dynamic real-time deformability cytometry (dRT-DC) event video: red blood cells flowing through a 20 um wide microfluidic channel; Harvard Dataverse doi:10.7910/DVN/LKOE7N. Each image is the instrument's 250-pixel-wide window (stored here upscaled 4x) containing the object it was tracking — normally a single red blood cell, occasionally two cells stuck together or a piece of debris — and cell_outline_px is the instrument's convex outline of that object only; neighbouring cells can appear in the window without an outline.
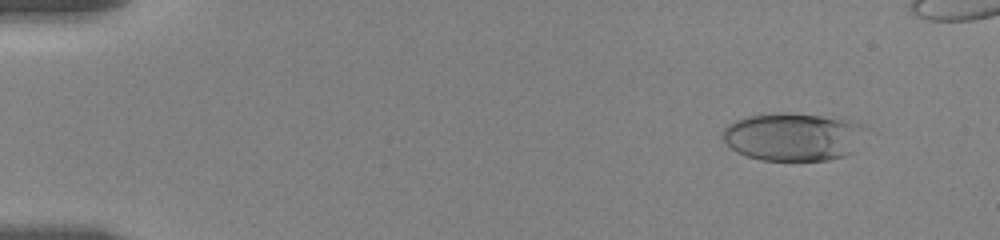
{"species": "human", "species_latin": "Homo sapiens", "temperature_condition": "room temperature", "stored_images_in_passage": 55, "camera_frame_rate_fps": 3000, "um_per_image_px": 0.085, "donor": {"sex": "female"}, "frame": {"image": 1, "passage_image": 6, "time_ms": 1.667, "image_size_px": [1000, 240], "cell_outline_px": [[860, 128], [848, 152], [844, 156], [828, 160], [760, 160], [736, 152], [720, 136], [724, 128], [728, 124], [736, 120], [748, 116], [776, 112], [784, 112], [844, 116], [860, 124]], "centroid_in_image_um": [67.29, 11.58], "position_along_channel_um": 17.7, "area_um2": 39.59}}
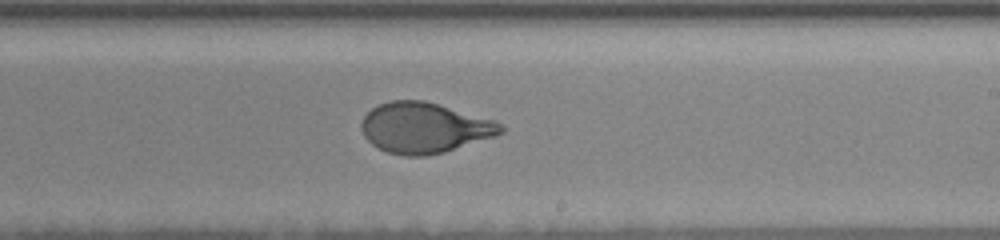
{"frame": {"image": 2, "passage_image": 36, "time_ms": 11.667, "image_size_px": [1000, 240], "cell_outline_px": [[504, 132], [496, 136], [444, 152], [424, 156], [404, 156], [388, 152], [372, 144], [364, 136], [360, 128], [360, 124], [364, 116], [372, 108], [380, 104], [392, 100], [424, 100], [496, 120], [504, 124]], "centroid_in_image_um": [36.1, 10.86], "position_along_channel_um": 252.9, "area_um2": 41.15}}
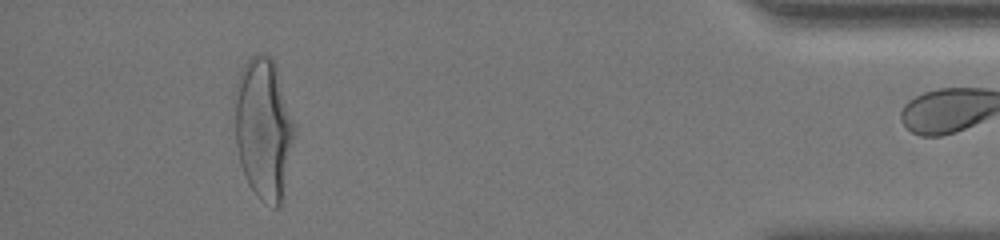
{"frame": {"image": 3, "passage_image": 54, "time_ms": 17.667, "image_size_px": [1000, 240], "cell_outline_px": [[296, 132], [280, 204], [276, 208], [272, 208], [260, 200], [256, 196], [248, 184], [240, 164], [236, 144], [232, 100], [236, 84], [240, 72], [248, 56], [256, 52], [264, 52], [272, 60], [276, 68], [296, 128]], "centroid_in_image_um": [22.36, 10.9], "position_along_channel_um": 412.8, "area_um2": 49.82}}